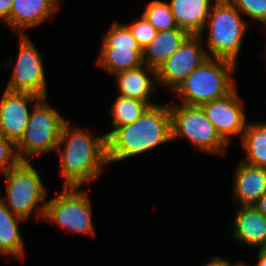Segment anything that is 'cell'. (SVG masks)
Instances as JSON below:
<instances>
[{"label": "cell", "instance_id": "obj_1", "mask_svg": "<svg viewBox=\"0 0 266 266\" xmlns=\"http://www.w3.org/2000/svg\"><path fill=\"white\" fill-rule=\"evenodd\" d=\"M65 144L61 155L60 149ZM61 162L60 172L65 177L63 188H81L85 182L96 179L107 160L106 135L91 136L82 128L71 129L66 122L56 149Z\"/></svg>", "mask_w": 266, "mask_h": 266}, {"label": "cell", "instance_id": "obj_2", "mask_svg": "<svg viewBox=\"0 0 266 266\" xmlns=\"http://www.w3.org/2000/svg\"><path fill=\"white\" fill-rule=\"evenodd\" d=\"M172 141L169 106H151L129 125L118 127L107 138L108 164L123 161Z\"/></svg>", "mask_w": 266, "mask_h": 266}, {"label": "cell", "instance_id": "obj_3", "mask_svg": "<svg viewBox=\"0 0 266 266\" xmlns=\"http://www.w3.org/2000/svg\"><path fill=\"white\" fill-rule=\"evenodd\" d=\"M236 68V63L232 61L207 58L174 92L180 96L182 104L193 106L223 98L235 89L232 75Z\"/></svg>", "mask_w": 266, "mask_h": 266}, {"label": "cell", "instance_id": "obj_4", "mask_svg": "<svg viewBox=\"0 0 266 266\" xmlns=\"http://www.w3.org/2000/svg\"><path fill=\"white\" fill-rule=\"evenodd\" d=\"M206 22L209 26L208 41L211 58H221L237 64L242 39L249 25L241 18L240 11L229 0H214Z\"/></svg>", "mask_w": 266, "mask_h": 266}, {"label": "cell", "instance_id": "obj_5", "mask_svg": "<svg viewBox=\"0 0 266 266\" xmlns=\"http://www.w3.org/2000/svg\"><path fill=\"white\" fill-rule=\"evenodd\" d=\"M3 175L7 183L5 194L8 199H3L7 208L24 220L28 219L30 213L35 209L43 219L47 202L44 200L47 191L39 173L30 164V161H21ZM42 201V205L39 206L38 204Z\"/></svg>", "mask_w": 266, "mask_h": 266}, {"label": "cell", "instance_id": "obj_6", "mask_svg": "<svg viewBox=\"0 0 266 266\" xmlns=\"http://www.w3.org/2000/svg\"><path fill=\"white\" fill-rule=\"evenodd\" d=\"M45 101L46 97H43L35 103L25 132L16 143L17 154L21 161H29L27 157L57 149L66 120Z\"/></svg>", "mask_w": 266, "mask_h": 266}, {"label": "cell", "instance_id": "obj_7", "mask_svg": "<svg viewBox=\"0 0 266 266\" xmlns=\"http://www.w3.org/2000/svg\"><path fill=\"white\" fill-rule=\"evenodd\" d=\"M172 141L177 138L188 139L202 152L220 155L225 152L227 143L220 137L216 128L206 117L201 106H170Z\"/></svg>", "mask_w": 266, "mask_h": 266}, {"label": "cell", "instance_id": "obj_8", "mask_svg": "<svg viewBox=\"0 0 266 266\" xmlns=\"http://www.w3.org/2000/svg\"><path fill=\"white\" fill-rule=\"evenodd\" d=\"M43 219L75 233L95 234L88 193L81 188H64L59 195L47 200Z\"/></svg>", "mask_w": 266, "mask_h": 266}, {"label": "cell", "instance_id": "obj_9", "mask_svg": "<svg viewBox=\"0 0 266 266\" xmlns=\"http://www.w3.org/2000/svg\"><path fill=\"white\" fill-rule=\"evenodd\" d=\"M143 49L127 25L114 22L104 34L96 64L111 75L143 65Z\"/></svg>", "mask_w": 266, "mask_h": 266}, {"label": "cell", "instance_id": "obj_10", "mask_svg": "<svg viewBox=\"0 0 266 266\" xmlns=\"http://www.w3.org/2000/svg\"><path fill=\"white\" fill-rule=\"evenodd\" d=\"M19 54L6 90L26 92L46 97V81L43 59L31 40L20 32Z\"/></svg>", "mask_w": 266, "mask_h": 266}, {"label": "cell", "instance_id": "obj_11", "mask_svg": "<svg viewBox=\"0 0 266 266\" xmlns=\"http://www.w3.org/2000/svg\"><path fill=\"white\" fill-rule=\"evenodd\" d=\"M201 35H189L180 47L157 69V83L174 91L183 80L208 57L201 48Z\"/></svg>", "mask_w": 266, "mask_h": 266}, {"label": "cell", "instance_id": "obj_12", "mask_svg": "<svg viewBox=\"0 0 266 266\" xmlns=\"http://www.w3.org/2000/svg\"><path fill=\"white\" fill-rule=\"evenodd\" d=\"M242 106L236 89L223 98L201 105L206 117L227 144L234 135L245 131L247 122Z\"/></svg>", "mask_w": 266, "mask_h": 266}, {"label": "cell", "instance_id": "obj_13", "mask_svg": "<svg viewBox=\"0 0 266 266\" xmlns=\"http://www.w3.org/2000/svg\"><path fill=\"white\" fill-rule=\"evenodd\" d=\"M41 97L5 89L0 100V136L17 143L23 136L30 113L29 103H36Z\"/></svg>", "mask_w": 266, "mask_h": 266}, {"label": "cell", "instance_id": "obj_14", "mask_svg": "<svg viewBox=\"0 0 266 266\" xmlns=\"http://www.w3.org/2000/svg\"><path fill=\"white\" fill-rule=\"evenodd\" d=\"M234 175V200L240 206H254L266 193V168L239 161Z\"/></svg>", "mask_w": 266, "mask_h": 266}, {"label": "cell", "instance_id": "obj_15", "mask_svg": "<svg viewBox=\"0 0 266 266\" xmlns=\"http://www.w3.org/2000/svg\"><path fill=\"white\" fill-rule=\"evenodd\" d=\"M234 238L248 246H266V218L255 206H241L233 220Z\"/></svg>", "mask_w": 266, "mask_h": 266}, {"label": "cell", "instance_id": "obj_16", "mask_svg": "<svg viewBox=\"0 0 266 266\" xmlns=\"http://www.w3.org/2000/svg\"><path fill=\"white\" fill-rule=\"evenodd\" d=\"M55 0H13L10 28L20 32L33 28L47 20L58 9Z\"/></svg>", "mask_w": 266, "mask_h": 266}, {"label": "cell", "instance_id": "obj_17", "mask_svg": "<svg viewBox=\"0 0 266 266\" xmlns=\"http://www.w3.org/2000/svg\"><path fill=\"white\" fill-rule=\"evenodd\" d=\"M177 26L189 35H201L212 7V0H171Z\"/></svg>", "mask_w": 266, "mask_h": 266}, {"label": "cell", "instance_id": "obj_18", "mask_svg": "<svg viewBox=\"0 0 266 266\" xmlns=\"http://www.w3.org/2000/svg\"><path fill=\"white\" fill-rule=\"evenodd\" d=\"M153 75V80H157V70L143 64L137 68L123 70L115 73L119 86L120 96L130 97L139 101L147 102L151 106L150 95L156 88L149 74Z\"/></svg>", "mask_w": 266, "mask_h": 266}, {"label": "cell", "instance_id": "obj_19", "mask_svg": "<svg viewBox=\"0 0 266 266\" xmlns=\"http://www.w3.org/2000/svg\"><path fill=\"white\" fill-rule=\"evenodd\" d=\"M188 36L180 28L158 31L155 38L143 48V64L157 70Z\"/></svg>", "mask_w": 266, "mask_h": 266}, {"label": "cell", "instance_id": "obj_20", "mask_svg": "<svg viewBox=\"0 0 266 266\" xmlns=\"http://www.w3.org/2000/svg\"><path fill=\"white\" fill-rule=\"evenodd\" d=\"M24 219L14 215L0 198V254L22 258L24 245L18 228Z\"/></svg>", "mask_w": 266, "mask_h": 266}, {"label": "cell", "instance_id": "obj_21", "mask_svg": "<svg viewBox=\"0 0 266 266\" xmlns=\"http://www.w3.org/2000/svg\"><path fill=\"white\" fill-rule=\"evenodd\" d=\"M242 135L241 144L245 150L246 159L241 161L266 168V122L247 123Z\"/></svg>", "mask_w": 266, "mask_h": 266}, {"label": "cell", "instance_id": "obj_22", "mask_svg": "<svg viewBox=\"0 0 266 266\" xmlns=\"http://www.w3.org/2000/svg\"><path fill=\"white\" fill-rule=\"evenodd\" d=\"M151 105L147 102L132 99L130 97L118 96L112 107L113 130L105 133L108 138L118 127L131 124L141 117Z\"/></svg>", "mask_w": 266, "mask_h": 266}, {"label": "cell", "instance_id": "obj_23", "mask_svg": "<svg viewBox=\"0 0 266 266\" xmlns=\"http://www.w3.org/2000/svg\"><path fill=\"white\" fill-rule=\"evenodd\" d=\"M157 31L179 28L169 4L161 0H152L142 14Z\"/></svg>", "mask_w": 266, "mask_h": 266}, {"label": "cell", "instance_id": "obj_24", "mask_svg": "<svg viewBox=\"0 0 266 266\" xmlns=\"http://www.w3.org/2000/svg\"><path fill=\"white\" fill-rule=\"evenodd\" d=\"M241 13L266 25V0H229Z\"/></svg>", "mask_w": 266, "mask_h": 266}, {"label": "cell", "instance_id": "obj_25", "mask_svg": "<svg viewBox=\"0 0 266 266\" xmlns=\"http://www.w3.org/2000/svg\"><path fill=\"white\" fill-rule=\"evenodd\" d=\"M21 162L16 143L8 138L0 136V172L3 174L11 168H14Z\"/></svg>", "mask_w": 266, "mask_h": 266}, {"label": "cell", "instance_id": "obj_26", "mask_svg": "<svg viewBox=\"0 0 266 266\" xmlns=\"http://www.w3.org/2000/svg\"><path fill=\"white\" fill-rule=\"evenodd\" d=\"M127 26L142 49L155 38L158 32L143 15L140 19Z\"/></svg>", "mask_w": 266, "mask_h": 266}, {"label": "cell", "instance_id": "obj_27", "mask_svg": "<svg viewBox=\"0 0 266 266\" xmlns=\"http://www.w3.org/2000/svg\"><path fill=\"white\" fill-rule=\"evenodd\" d=\"M13 0H0V20L10 27V14Z\"/></svg>", "mask_w": 266, "mask_h": 266}, {"label": "cell", "instance_id": "obj_28", "mask_svg": "<svg viewBox=\"0 0 266 266\" xmlns=\"http://www.w3.org/2000/svg\"><path fill=\"white\" fill-rule=\"evenodd\" d=\"M235 264L232 265L230 264V261L222 259L220 257H213L210 262H208L206 265L203 266H234Z\"/></svg>", "mask_w": 266, "mask_h": 266}, {"label": "cell", "instance_id": "obj_29", "mask_svg": "<svg viewBox=\"0 0 266 266\" xmlns=\"http://www.w3.org/2000/svg\"><path fill=\"white\" fill-rule=\"evenodd\" d=\"M254 206L266 218V193L260 197Z\"/></svg>", "mask_w": 266, "mask_h": 266}, {"label": "cell", "instance_id": "obj_30", "mask_svg": "<svg viewBox=\"0 0 266 266\" xmlns=\"http://www.w3.org/2000/svg\"><path fill=\"white\" fill-rule=\"evenodd\" d=\"M258 262L256 266H266V251L264 249H260L258 251Z\"/></svg>", "mask_w": 266, "mask_h": 266}, {"label": "cell", "instance_id": "obj_31", "mask_svg": "<svg viewBox=\"0 0 266 266\" xmlns=\"http://www.w3.org/2000/svg\"><path fill=\"white\" fill-rule=\"evenodd\" d=\"M234 266H249V265H247L246 263H236Z\"/></svg>", "mask_w": 266, "mask_h": 266}]
</instances>
